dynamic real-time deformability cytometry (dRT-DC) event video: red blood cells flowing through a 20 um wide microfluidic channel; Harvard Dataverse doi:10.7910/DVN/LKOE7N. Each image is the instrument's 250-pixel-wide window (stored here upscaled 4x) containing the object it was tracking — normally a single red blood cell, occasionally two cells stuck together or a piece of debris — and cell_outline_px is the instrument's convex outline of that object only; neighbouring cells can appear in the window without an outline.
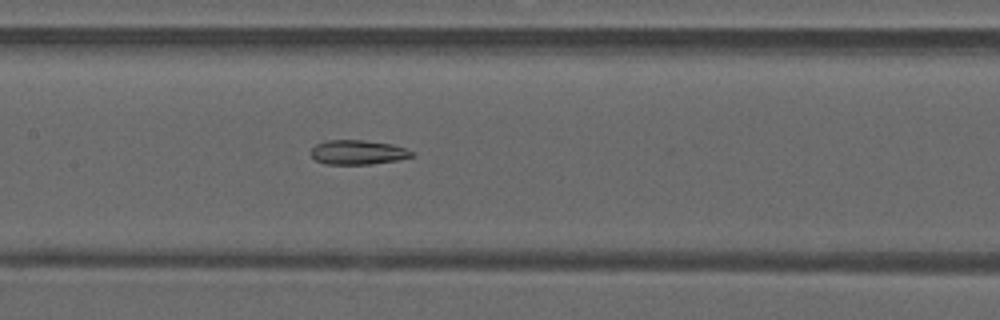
{"species": "common noctule bat (a hibernating species)", "species_latin": "Nyctalus noctula", "temperature_condition": "warm", "stored_images_in_passage": 41, "camera_frame_rate_fps": 3000, "um_per_image_px": 0.085, "animal": {"sex": "male", "forearm_length_mm": 52.5}, "frame": {"image": 1, "passage_image": 16, "time_ms": 5.0, "image_size_px": [1000, 320], "cell_outline_px": [[416, 156], [400, 160], [372, 164], [324, 164], [316, 160], [308, 152], [316, 144], [328, 140], [364, 140], [392, 144], [404, 148], [412, 152]], "centroid_in_image_um": [30.42, 12.95], "position_along_channel_um": 177.0, "area_um2": 14.51}}
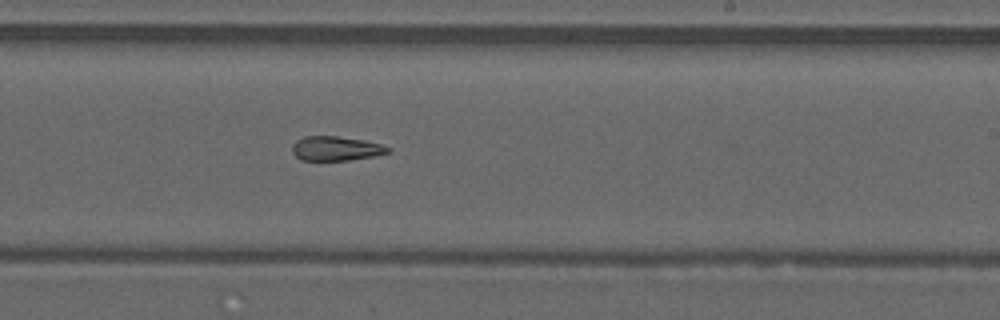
{"frame": {"image": 2, "passage_image": 22, "time_ms": 7.0, "image_size_px": [1000, 320], "cell_outline_px": [[392, 148], [388, 152], [376, 156], [348, 160], [300, 160], [292, 152], [292, 144], [296, 140], [304, 136], [336, 136], [364, 140], [380, 144]], "centroid_in_image_um": [28.54, 12.62], "position_along_channel_um": 260.5, "area_um2": 13.64}}
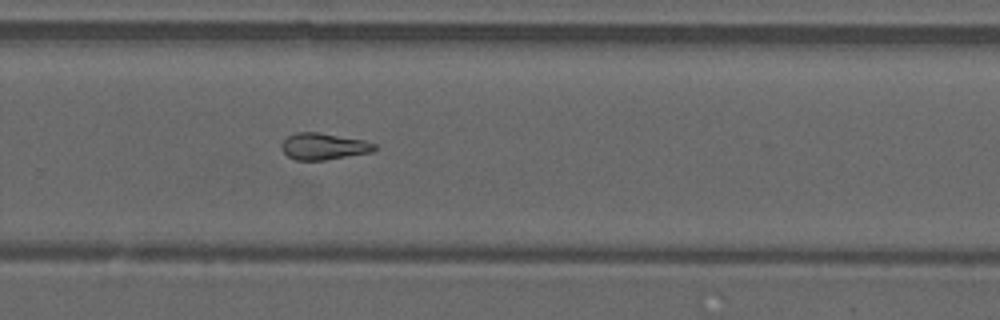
{"frame": {"image": 3, "passage_image": 25, "time_ms": 8.0, "image_size_px": [1000, 320], "cell_outline_px": [[376, 148], [372, 152], [324, 160], [296, 160], [288, 156], [280, 148], [280, 144], [288, 136], [296, 132], [316, 132], [364, 140], [376, 144]], "centroid_in_image_um": [27.48, 12.44], "position_along_channel_um": 302.3, "area_um2": 14.33}, "authors_computed_cell_mechanics": {"area_um2": 14.6812, "velocity_mm_per_s": 4.1974, "shape_relaxation_time_tau1_ms": null, "shape_relaxation_time_tau2_ms": 5.8213, "deformation_change_tau1": null, "deformation_change_tau2": 0.1377}}